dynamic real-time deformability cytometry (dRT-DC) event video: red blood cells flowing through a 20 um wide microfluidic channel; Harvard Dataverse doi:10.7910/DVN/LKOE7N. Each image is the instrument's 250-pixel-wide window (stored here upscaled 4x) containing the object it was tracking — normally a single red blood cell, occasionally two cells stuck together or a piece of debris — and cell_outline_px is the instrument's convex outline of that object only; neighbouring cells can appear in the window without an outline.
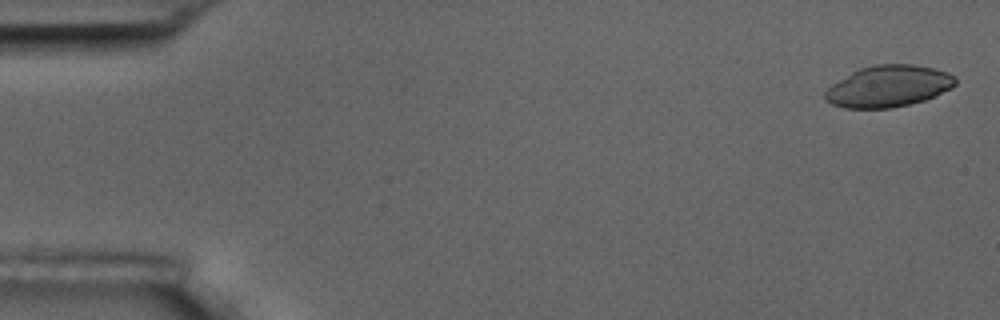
{"species": "common noctule bat (a hibernating species)", "species_latin": "Nyctalus noctula", "temperature_condition": "room temperature", "stored_images_in_passage": 5, "camera_frame_rate_fps": 3000, "um_per_image_px": 0.085, "animal": {"sex": "male", "body_mass_g": 17.5, "forearm_length_mm": 52.3}, "frame": {"image": 1, "passage_image": 1, "time_ms": 0.0, "image_size_px": [1000, 320], "cell_outline_px": [[956, 84], [952, 88], [936, 96], [924, 100], [892, 108], [844, 108], [832, 104], [824, 100], [824, 92], [832, 84], [852, 72], [860, 68], [876, 64], [912, 64], [932, 68], [948, 72], [956, 80]], "centroid_in_image_um": [75.51, 7.34], "position_along_channel_um": 9.5, "area_um2": 31.5}}